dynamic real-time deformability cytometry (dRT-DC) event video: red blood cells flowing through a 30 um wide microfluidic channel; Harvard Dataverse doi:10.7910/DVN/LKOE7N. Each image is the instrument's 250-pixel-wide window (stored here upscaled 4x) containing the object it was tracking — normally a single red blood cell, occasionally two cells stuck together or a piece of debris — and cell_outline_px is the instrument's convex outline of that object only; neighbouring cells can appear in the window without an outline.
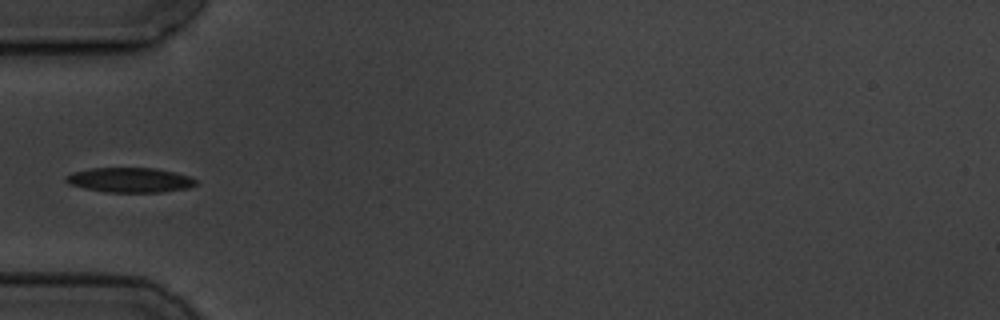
{"species": "common noctule bat (a hibernating species)", "species_latin": "Nyctalus noctula", "temperature_condition": "cold", "stored_images_in_passage": 5, "camera_frame_rate_fps": 3000, "um_per_image_px": 0.085, "animal": {"sex": "male", "body_mass_g": 19.5, "forearm_length_mm": 54.6}, "frame": {"image": 1, "passage_image": 5, "time_ms": 5.667, "image_size_px": [1000, 320], "cell_outline_px": [[196, 184], [188, 188], [160, 192], [108, 192], [84, 188], [68, 184], [64, 180], [64, 176], [72, 172], [92, 168], [156, 168], [188, 176], [196, 180]], "centroid_in_image_um": [10.98, 15.3], "position_along_channel_um": 74.0, "area_um2": 18.67}}